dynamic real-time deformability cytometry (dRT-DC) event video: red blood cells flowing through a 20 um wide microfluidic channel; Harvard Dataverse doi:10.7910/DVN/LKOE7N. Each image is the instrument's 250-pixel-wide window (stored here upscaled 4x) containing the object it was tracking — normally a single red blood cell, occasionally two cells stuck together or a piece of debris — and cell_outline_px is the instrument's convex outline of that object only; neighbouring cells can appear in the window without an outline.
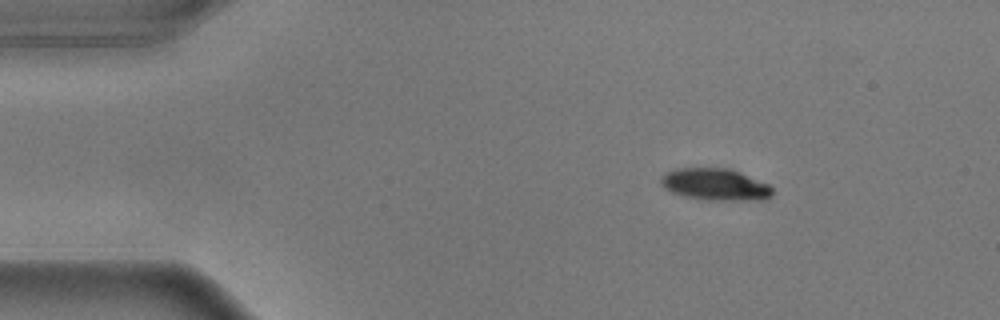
{"species": "common noctule bat (a hibernating species)", "species_latin": "Nyctalus noctula", "temperature_condition": "warm", "stored_images_in_passage": 49, "camera_frame_rate_fps": 3000, "um_per_image_px": 0.085, "animal": {"sex": "male", "body_mass_g": 17.9}, "frame": {"image": 1, "passage_image": 1, "time_ms": 0.0, "image_size_px": [1000, 320], "cell_outline_px": [[772, 196], [764, 200], [708, 200], [684, 196], [672, 192], [664, 188], [660, 184], [660, 176], [664, 172], [676, 168], [728, 168], [740, 172], [768, 184], [772, 188]], "centroid_in_image_um": [60.76, 15.67], "position_along_channel_um": 24.2, "area_um2": 20.87}}
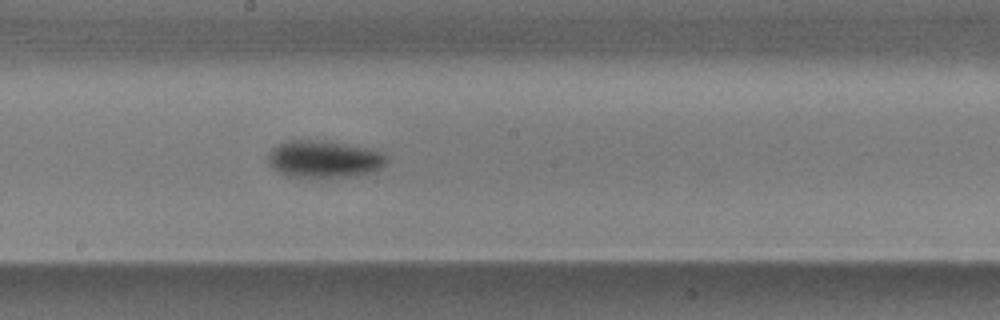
{"frame": {"image": 2, "passage_image": 23, "time_ms": 7.333, "image_size_px": [1000, 320], "cell_outline_px": [[388, 160], [380, 168], [368, 172], [352, 176], [324, 180], [320, 180], [288, 176], [276, 172], [268, 164], [268, 152], [272, 148], [288, 140], [320, 140], [368, 148], [384, 152], [388, 156]], "centroid_in_image_um": [27.5, 13.56], "position_along_channel_um": 220.7, "area_um2": 26.41}}
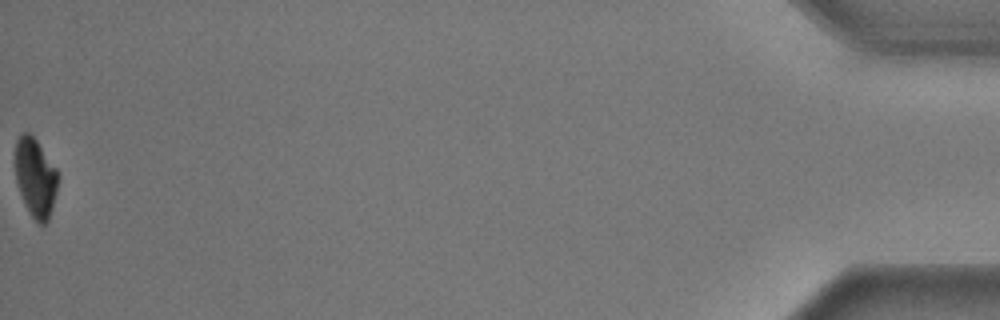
{"frame": {"image": 3, "passage_image": 49, "time_ms": 16.0, "image_size_px": [1000, 320], "cell_outline_px": [[60, 176], [52, 208], [48, 220], [44, 224], [40, 224], [32, 216], [24, 204], [16, 180], [16, 140], [20, 132], [28, 132], [36, 140], [56, 168]], "centroid_in_image_um": [3.03, 15.08], "position_along_channel_um": 432.2, "area_um2": 19.48}, "authors_computed_cell_mechanics": {"area_um2": 23.2356, "velocity_mm_per_s": 3.6101, "shape_relaxation_time_tau1_ms": 2.1133, "shape_relaxation_time_tau2_ms": 4.0484, "deformation_change_tau1": 0.1472, "deformation_change_tau2": 0.0434}}